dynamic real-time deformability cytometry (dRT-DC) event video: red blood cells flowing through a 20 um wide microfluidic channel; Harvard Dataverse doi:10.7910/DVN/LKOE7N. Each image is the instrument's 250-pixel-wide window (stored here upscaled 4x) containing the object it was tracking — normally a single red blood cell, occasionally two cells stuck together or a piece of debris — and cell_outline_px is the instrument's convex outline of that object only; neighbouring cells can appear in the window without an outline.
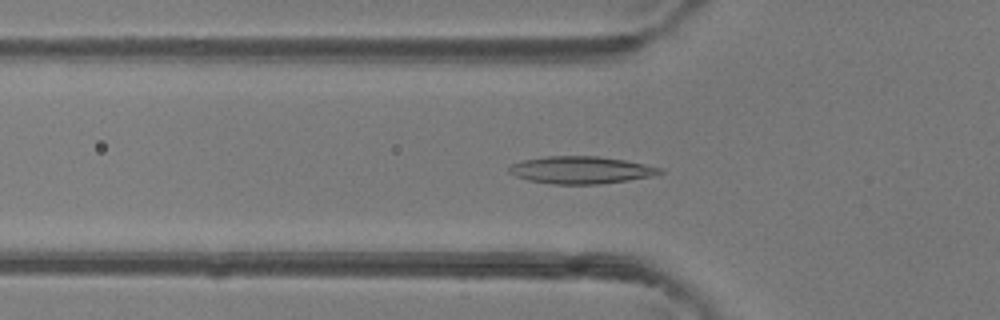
{"species": "common noctule bat (a hibernating species)", "species_latin": "Nyctalus noctula", "temperature_condition": "room temperature", "stored_images_in_passage": 39, "camera_frame_rate_fps": 3000, "um_per_image_px": 0.085, "animal": {"sex": "female"}, "frame": {"image": 1, "passage_image": 8, "time_ms": 2.333, "image_size_px": [1000, 320], "cell_outline_px": [[664, 172], [652, 176], [628, 180], [600, 184], [552, 184], [528, 180], [516, 176], [508, 172], [508, 168], [512, 164], [524, 160], [544, 156], [600, 156], [624, 160], [664, 168]], "centroid_in_image_um": [49.39, 14.45], "position_along_channel_um": 76.4, "area_um2": 24.04}}
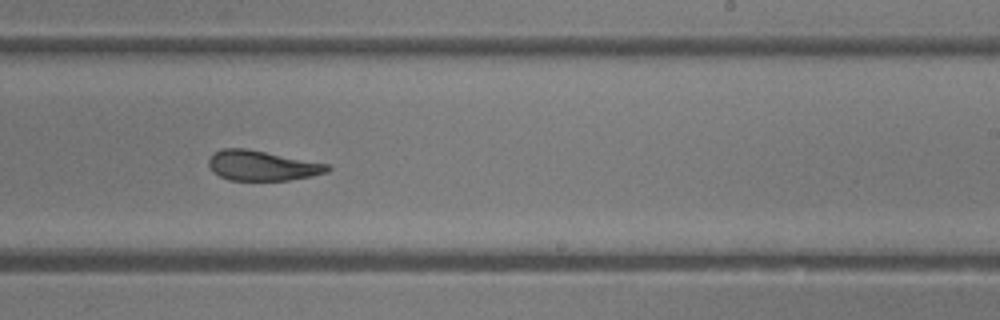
{"frame": {"image": 2, "passage_image": 21, "time_ms": 6.667, "image_size_px": [1000, 320], "cell_outline_px": [[332, 168], [328, 172], [312, 176], [288, 180], [228, 180], [212, 172], [208, 164], [208, 160], [212, 152], [220, 148], [244, 148], [328, 164]], "centroid_in_image_um": [22.23, 14.08], "position_along_channel_um": 266.8, "area_um2": 20.81}}
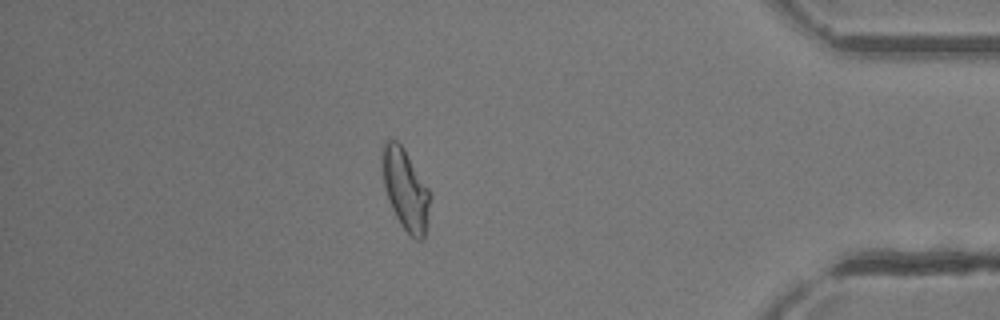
{"frame": {"image": 3, "passage_image": 33, "time_ms": 10.667, "image_size_px": [1000, 320], "cell_outline_px": [[432, 196], [428, 224], [424, 240], [416, 240], [400, 224], [388, 200], [384, 184], [380, 156], [380, 152], [384, 144], [388, 140], [396, 140], [400, 144], [432, 192]], "centroid_in_image_um": [34.49, 16.13], "position_along_channel_um": 400.7, "area_um2": 22.89}, "authors_computed_cell_mechanics": {"area_um2": 22.1952, "velocity_mm_per_s": 4.3685, "shape_relaxation_time_tau1_ms": null, "shape_relaxation_time_tau2_ms": 2.6994, "deformation_change_tau1": null, "deformation_change_tau2": 0.0987}}